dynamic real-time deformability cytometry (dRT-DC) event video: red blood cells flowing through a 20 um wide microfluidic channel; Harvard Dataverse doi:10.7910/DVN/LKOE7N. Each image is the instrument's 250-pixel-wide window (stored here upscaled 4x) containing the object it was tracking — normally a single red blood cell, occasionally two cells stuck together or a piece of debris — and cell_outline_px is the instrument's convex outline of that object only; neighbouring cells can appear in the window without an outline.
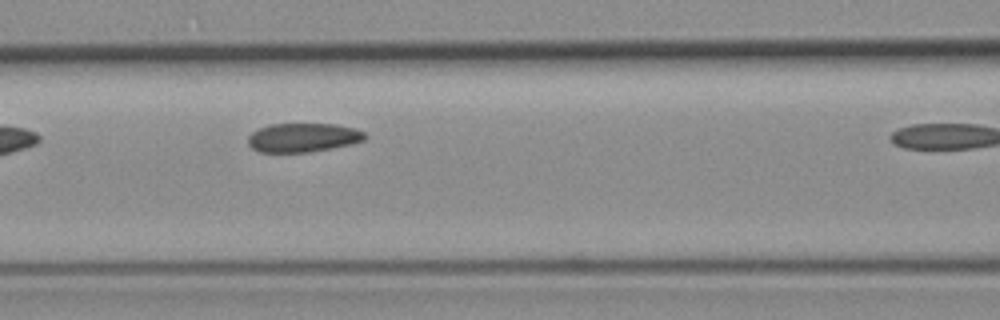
{"species": "common noctule bat (a hibernating species)", "species_latin": "Nyctalus noctula", "temperature_condition": "room temperature", "stored_images_in_passage": 6, "camera_frame_rate_fps": 3000, "um_per_image_px": 0.085, "animal": {"sex": "female", "body_mass_g": 19.3, "forearm_length_mm": 54.1}, "frame": {"image": 1, "passage_image": 5, "time_ms": 5.667, "image_size_px": [1000, 320], "cell_outline_px": [[364, 140], [348, 144], [308, 152], [260, 152], [252, 148], [248, 144], [248, 136], [252, 132], [260, 128], [272, 124], [336, 124], [356, 128], [364, 132]], "centroid_in_image_um": [25.72, 11.68], "position_along_channel_um": 140.9, "area_um2": 19.42}}